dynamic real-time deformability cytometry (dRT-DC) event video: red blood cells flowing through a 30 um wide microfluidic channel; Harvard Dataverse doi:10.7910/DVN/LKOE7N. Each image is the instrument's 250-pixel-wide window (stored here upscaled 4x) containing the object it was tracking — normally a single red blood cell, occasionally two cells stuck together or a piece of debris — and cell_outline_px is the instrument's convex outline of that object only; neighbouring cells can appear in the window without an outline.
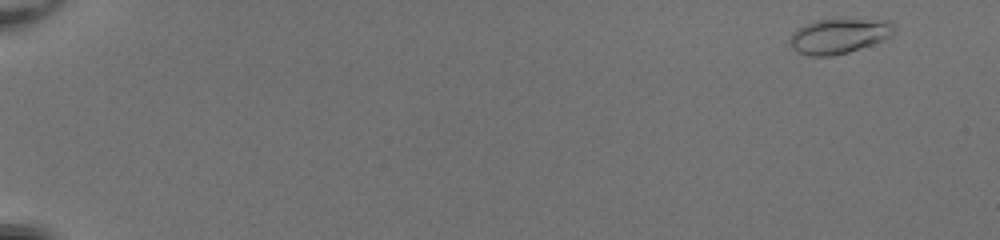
{"species": "common noctule bat (a hibernating species)", "species_latin": "Nyctalus noctula", "temperature_condition": "room temperature", "stored_images_in_passage": 53, "camera_frame_rate_fps": 3000, "um_per_image_px": 0.085, "animal": {"sex": "female", "body_mass_g": 20.0, "forearm_length_mm": 54.0}, "frame": {"image": 1, "passage_image": 3, "time_ms": 0.667, "image_size_px": [1000, 240], "cell_outline_px": [[892, 36], [884, 40], [848, 52], [832, 56], [812, 56], [796, 52], [792, 48], [788, 40], [792, 32], [796, 28], [804, 24], [816, 20], [836, 16], [852, 16], [888, 20], [892, 24]], "centroid_in_image_um": [71.29, 2.99], "position_along_channel_um": 13.7, "area_um2": 22.37}}
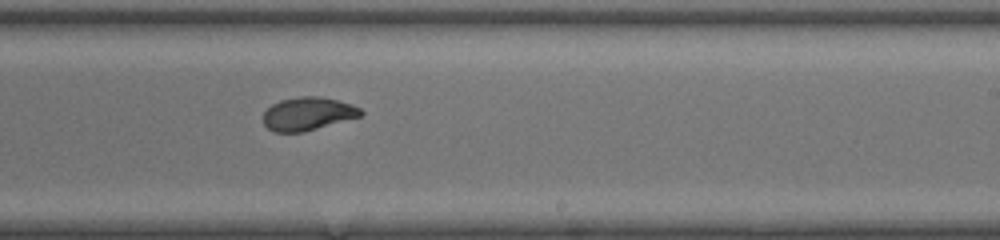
{"frame": {"image": 2, "passage_image": 35, "time_ms": 11.333, "image_size_px": [1000, 240], "cell_outline_px": [[364, 112], [360, 116], [304, 132], [272, 132], [264, 124], [264, 112], [272, 104], [280, 100], [300, 96], [316, 96], [336, 100], [352, 104], [360, 108]], "centroid_in_image_um": [26.15, 9.67], "position_along_channel_um": 262.8, "area_um2": 18.73}}
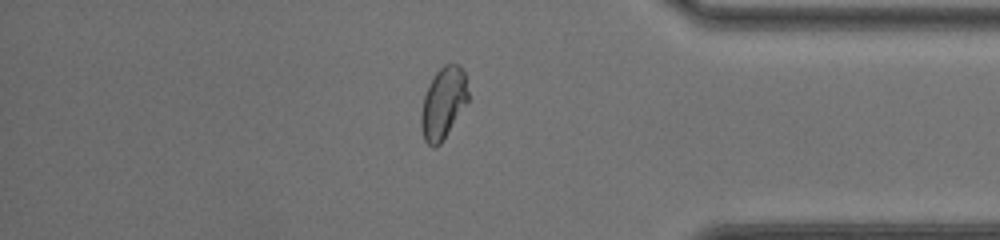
{"frame": {"image": 3, "passage_image": 46, "time_ms": 15.0, "image_size_px": [1000, 240], "cell_outline_px": [[468, 100], [440, 144], [436, 148], [432, 148], [424, 140], [420, 128], [420, 112], [424, 96], [428, 84], [436, 72], [444, 64], [460, 64], [464, 72], [468, 92]], "centroid_in_image_um": [37.64, 8.76], "position_along_channel_um": 397.6, "area_um2": 19.59}, "authors_computed_cell_mechanics": {"area_um2": 19.7098, "velocity_mm_per_s": 4.0954, "shape_relaxation_time_tau1_ms": 5.2652, "shape_relaxation_time_tau2_ms": 1.1217, "deformation_change_tau1": 0.1964, "deformation_change_tau2": 0.0597}}